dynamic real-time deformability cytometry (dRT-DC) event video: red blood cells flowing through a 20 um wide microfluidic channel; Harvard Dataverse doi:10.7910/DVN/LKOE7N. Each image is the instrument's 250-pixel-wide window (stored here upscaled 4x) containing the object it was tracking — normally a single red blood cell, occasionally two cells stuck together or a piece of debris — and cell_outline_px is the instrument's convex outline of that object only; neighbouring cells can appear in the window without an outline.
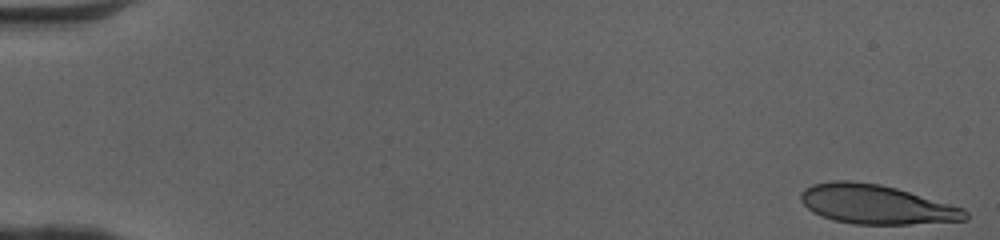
{"species": "human", "species_latin": "Homo sapiens", "temperature_condition": "cold", "stored_images_in_passage": 50, "camera_frame_rate_fps": 3000, "um_per_image_px": 0.085, "donor": {"sex": "female"}, "frame": {"image": 1, "passage_image": 1, "time_ms": 0.0, "image_size_px": [1000, 240], "cell_outline_px": [[968, 220], [908, 224], [852, 224], [832, 220], [820, 216], [812, 212], [800, 200], [800, 192], [804, 188], [812, 184], [832, 180], [848, 180], [880, 184], [896, 188], [964, 208], [968, 212]], "centroid_in_image_um": [74.44, 17.37], "position_along_channel_um": 10.6, "area_um2": 37.8}}
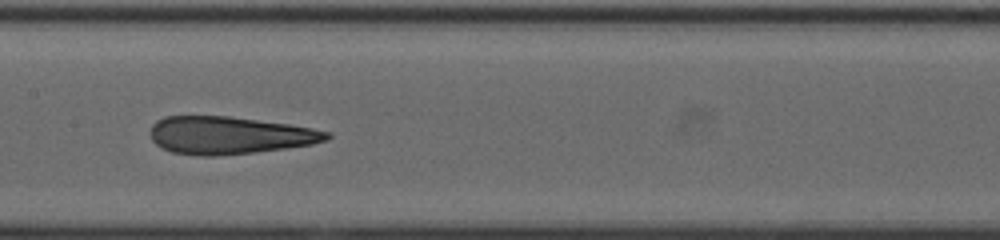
{"frame": {"image": 2, "passage_image": 26, "time_ms": 8.333, "image_size_px": [1000, 240], "cell_outline_px": [[332, 136], [328, 140], [312, 144], [288, 148], [216, 156], [200, 156], [172, 152], [160, 148], [152, 140], [148, 132], [152, 124], [156, 120], [164, 116], [228, 116], [288, 124], [312, 128], [328, 132]], "centroid_in_image_um": [19.45, 11.5], "position_along_channel_um": 188.0, "area_um2": 38.78}}
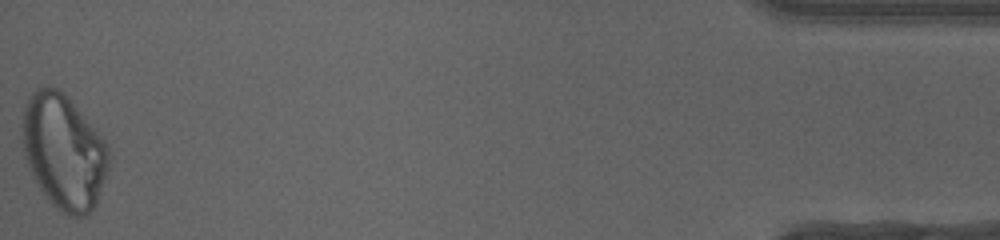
{"frame": {"image": 3, "passage_image": 50, "time_ms": 16.333, "image_size_px": [1000, 240], "cell_outline_px": [[112, 156], [96, 204], [84, 216], [68, 216], [56, 208], [44, 196], [24, 156], [24, 108], [32, 92], [36, 88], [56, 88], [64, 92], [96, 128], [104, 140]], "centroid_in_image_um": [5.46, 12.9], "position_along_channel_um": 429.7, "area_um2": 57.28}, "authors_computed_cell_mechanics": {"area_um2": 39.1017, "velocity_mm_per_s": 4.1192, "shape_relaxation_time_tau1_ms": 7.1214, "shape_relaxation_time_tau2_ms": 1.1573, "deformation_change_tau1": 0.2741, "deformation_change_tau2": 0.1067}}